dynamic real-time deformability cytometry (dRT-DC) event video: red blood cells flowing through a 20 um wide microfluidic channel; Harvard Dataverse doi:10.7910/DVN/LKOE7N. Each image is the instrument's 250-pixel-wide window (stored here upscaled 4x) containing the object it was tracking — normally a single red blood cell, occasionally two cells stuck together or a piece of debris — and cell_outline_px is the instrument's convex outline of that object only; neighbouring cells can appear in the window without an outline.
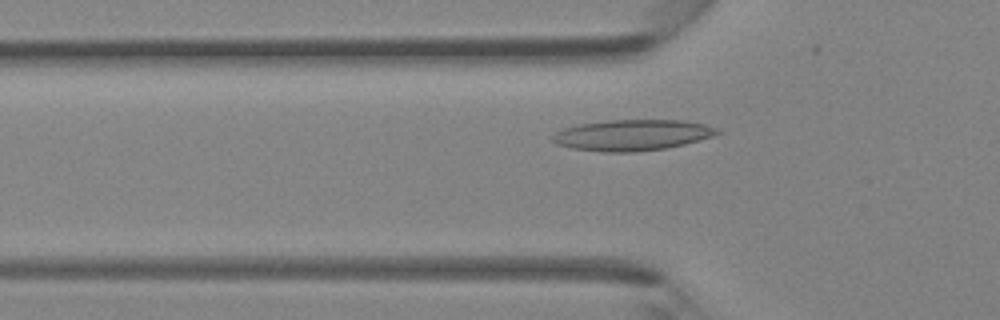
{"species": "Egyptian fruit bat (a non-hibernating species)", "species_latin": "Rousettus aegyptiacus", "temperature_condition": "room temperature", "stored_images_in_passage": 34, "camera_frame_rate_fps": 3000, "um_per_image_px": 0.085, "animal": {"sex": "female"}, "frame": {"image": 1, "passage_image": 11, "time_ms": 3.333, "image_size_px": [1000, 320], "cell_outline_px": [[724, 132], [712, 136], [684, 144], [668, 148], [632, 152], [600, 152], [572, 148], [556, 144], [552, 140], [552, 136], [556, 132], [564, 128], [580, 124], [608, 120], [684, 120], [704, 124], [716, 128]], "centroid_in_image_um": [53.75, 11.48], "position_along_channel_um": 72.1, "area_um2": 29.71}}
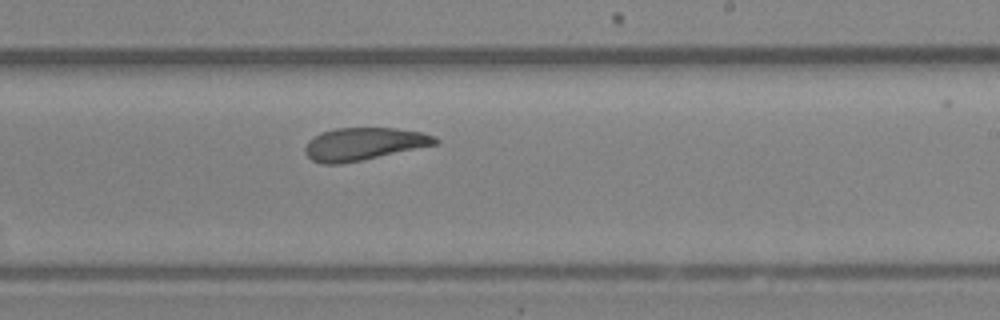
{"frame": {"image": 2, "passage_image": 24, "time_ms": 7.667, "image_size_px": [1000, 320], "cell_outline_px": [[440, 140], [436, 144], [360, 160], [340, 164], [320, 164], [312, 160], [304, 152], [304, 148], [308, 140], [320, 132], [336, 128], [396, 128], [420, 132], [436, 136]], "centroid_in_image_um": [30.87, 12.23], "position_along_channel_um": 258.1, "area_um2": 24.57}}
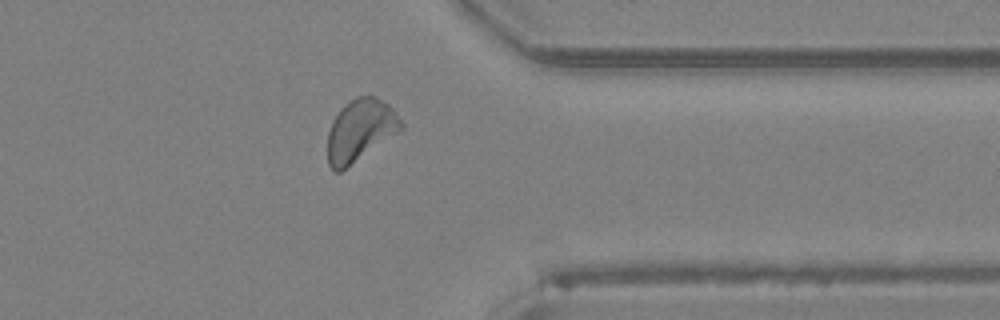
{"frame": {"image": 3, "passage_image": 33, "time_ms": 10.667, "image_size_px": [1000, 320], "cell_outline_px": [[404, 128], [340, 172], [332, 172], [328, 164], [328, 132], [332, 120], [340, 108], [348, 100], [356, 96], [376, 96], [388, 104], [392, 108], [404, 124]], "centroid_in_image_um": [30.6, 11.06], "position_along_channel_um": 380.8, "area_um2": 26.59}}